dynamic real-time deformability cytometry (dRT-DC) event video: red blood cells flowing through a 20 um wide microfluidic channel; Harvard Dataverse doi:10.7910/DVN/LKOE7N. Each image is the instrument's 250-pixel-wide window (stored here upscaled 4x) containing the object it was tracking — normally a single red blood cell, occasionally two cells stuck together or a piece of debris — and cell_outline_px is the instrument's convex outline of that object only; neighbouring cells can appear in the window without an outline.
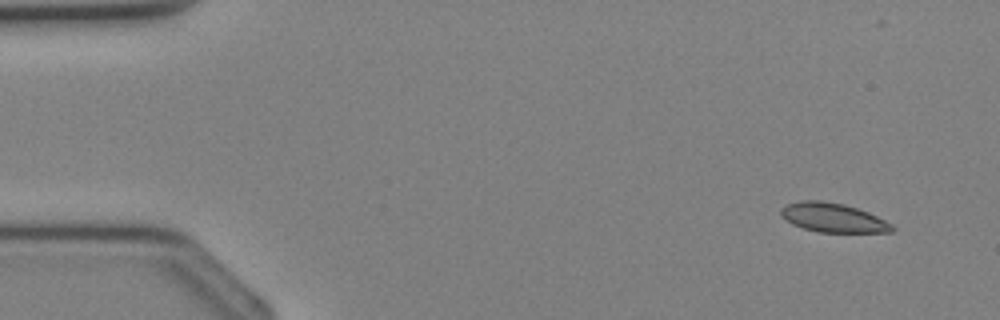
{"species": "Egyptian fruit bat (a non-hibernating species)", "species_latin": "Rousettus aegyptiacus", "temperature_condition": "cold", "stored_images_in_passage": 9, "camera_frame_rate_fps": 3000, "um_per_image_px": 0.085, "animal": {"sex": "female"}, "frame": {"image": 1, "passage_image": 2, "time_ms": 0.333, "image_size_px": [1000, 320], "cell_outline_px": [[896, 228], [892, 232], [816, 232], [792, 224], [780, 216], [780, 208], [788, 204], [800, 200], [820, 200], [844, 204], [868, 212], [892, 224]], "centroid_in_image_um": [70.78, 18.5], "position_along_channel_um": 14.2, "area_um2": 18.9}}